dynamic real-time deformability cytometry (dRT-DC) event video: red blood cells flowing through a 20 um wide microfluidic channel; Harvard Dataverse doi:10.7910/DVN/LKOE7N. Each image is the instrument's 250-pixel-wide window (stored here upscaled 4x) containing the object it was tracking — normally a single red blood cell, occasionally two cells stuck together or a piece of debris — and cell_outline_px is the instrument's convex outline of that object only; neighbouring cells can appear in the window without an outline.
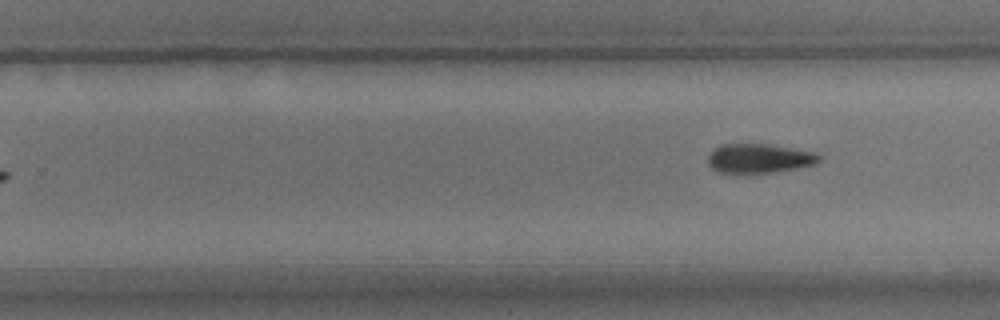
{"species": "common noctule bat (a hibernating species)", "species_latin": "Nyctalus noctula", "temperature_condition": "room temperature", "stored_images_in_passage": 10, "segment_of_instrument_passage": [2, 2], "camera_frame_rate_fps": 3000, "um_per_image_px": 0.085, "animal": {"sex": "male", "body_mass_g": 15.6}, "frame": {"image": 1, "passage_image": 10, "time_ms": 10.667, "image_size_px": [1000, 320], "cell_outline_px": [[820, 160], [816, 164], [796, 168], [772, 172], [716, 172], [708, 164], [708, 156], [720, 144], [764, 144], [816, 152], [820, 156]], "centroid_in_image_um": [64.53, 13.46], "position_along_channel_um": 265.3, "area_um2": 18.61}}